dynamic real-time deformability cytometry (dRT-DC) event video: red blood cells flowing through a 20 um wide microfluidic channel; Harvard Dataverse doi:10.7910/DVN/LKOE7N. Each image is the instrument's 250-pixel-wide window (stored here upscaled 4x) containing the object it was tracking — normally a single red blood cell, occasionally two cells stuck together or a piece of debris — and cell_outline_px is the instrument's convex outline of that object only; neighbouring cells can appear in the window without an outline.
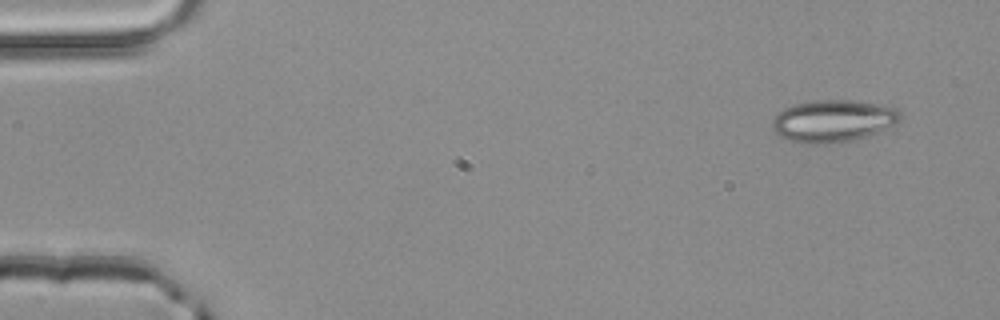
{"species": "common noctule bat (a hibernating species)", "species_latin": "Nyctalus noctula", "temperature_condition": "room temperature", "stored_images_in_passage": 49, "camera_frame_rate_fps": 3000, "um_per_image_px": 0.085, "animal": {"sex": "male", "body_mass_g": 20.4}, "frame": {"image": 1, "passage_image": 1, "time_ms": 0.0, "image_size_px": [1000, 320], "cell_outline_px": [[900, 120], [880, 132], [856, 140], [812, 144], [804, 144], [788, 140], [780, 136], [772, 128], [772, 120], [784, 108], [792, 104], [816, 100], [848, 100], [896, 108], [900, 112]], "centroid_in_image_um": [70.78, 10.29], "position_along_channel_um": 14.2, "area_um2": 31.21}}
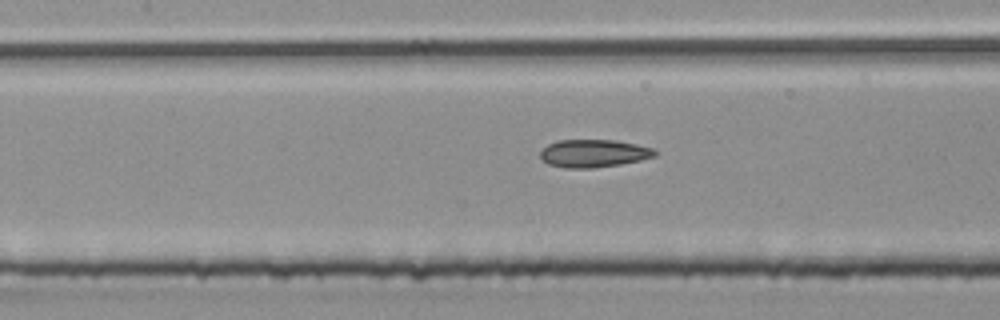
{"frame": {"image": 2, "passage_image": 21, "time_ms": 6.667, "image_size_px": [1000, 320], "cell_outline_px": [[656, 156], [640, 160], [620, 164], [592, 168], [564, 168], [548, 164], [540, 156], [540, 152], [548, 144], [556, 140], [612, 140], [636, 144], [656, 148]], "centroid_in_image_um": [50.47, 13.03], "position_along_channel_um": 156.9, "area_um2": 18.55}}
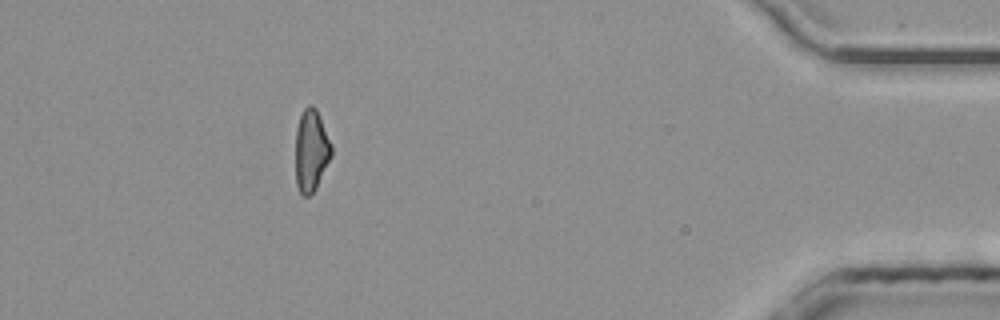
{"frame": {"image": 3, "passage_image": 44, "time_ms": 14.333, "image_size_px": [1000, 320], "cell_outline_px": [[332, 156], [316, 188], [308, 196], [304, 196], [300, 192], [296, 184], [296, 128], [300, 116], [304, 108], [308, 104], [312, 104], [316, 108], [332, 144]], "centroid_in_image_um": [26.46, 12.77], "position_along_channel_um": 408.7, "area_um2": 17.22}, "authors_computed_cell_mechanics": {"area_um2": 18.2648, "velocity_mm_per_s": 4.0365, "shape_relaxation_time_tau1_ms": null, "shape_relaxation_time_tau2_ms": 3.1533, "deformation_change_tau1": null, "deformation_change_tau2": 0.1238}}